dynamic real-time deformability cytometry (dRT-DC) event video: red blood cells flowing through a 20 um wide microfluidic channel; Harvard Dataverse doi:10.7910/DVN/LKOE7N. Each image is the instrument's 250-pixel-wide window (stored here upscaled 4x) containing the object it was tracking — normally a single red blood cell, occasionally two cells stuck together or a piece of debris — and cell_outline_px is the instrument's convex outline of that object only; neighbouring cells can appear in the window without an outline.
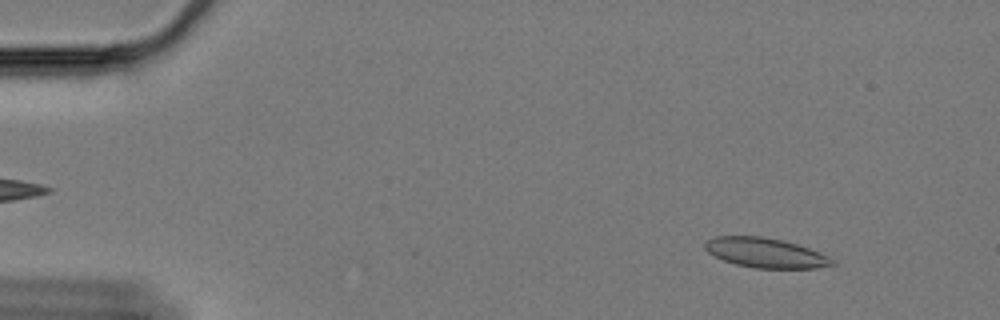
{"species": "Egyptian fruit bat (a non-hibernating species)", "species_latin": "Rousettus aegyptiacus", "temperature_condition": "cold", "stored_images_in_passage": 60, "camera_frame_rate_fps": 3000, "um_per_image_px": 0.085, "animal": {"sex": "female"}, "frame": {"image": 1, "passage_image": 6, "time_ms": 1.667, "image_size_px": [1000, 320], "cell_outline_px": [[836, 264], [816, 268], [756, 268], [736, 264], [724, 260], [708, 252], [704, 248], [704, 240], [716, 236], [760, 236], [780, 240], [796, 244], [808, 248], [828, 256], [836, 260]], "centroid_in_image_um": [65.05, 21.49], "position_along_channel_um": 19.9, "area_um2": 21.91}}
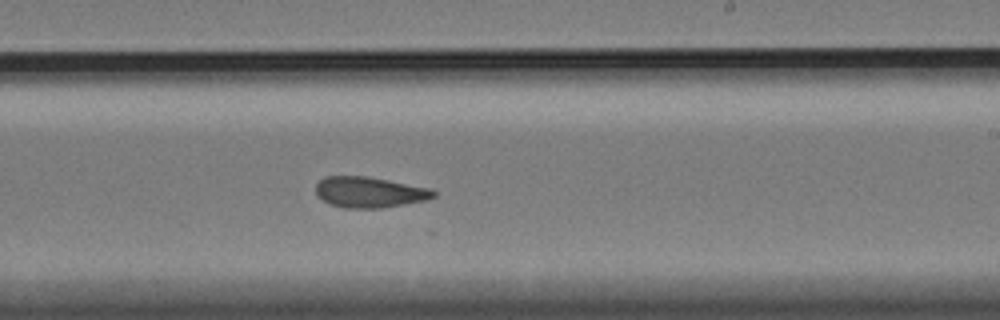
{"frame": {"image": 2, "passage_image": 36, "time_ms": 11.667, "image_size_px": [1000, 320], "cell_outline_px": [[436, 196], [428, 200], [380, 208], [344, 208], [328, 204], [316, 196], [316, 184], [324, 176], [364, 176], [428, 188], [436, 192]], "centroid_in_image_um": [31.35, 16.35], "position_along_channel_um": 257.7, "area_um2": 21.04}}
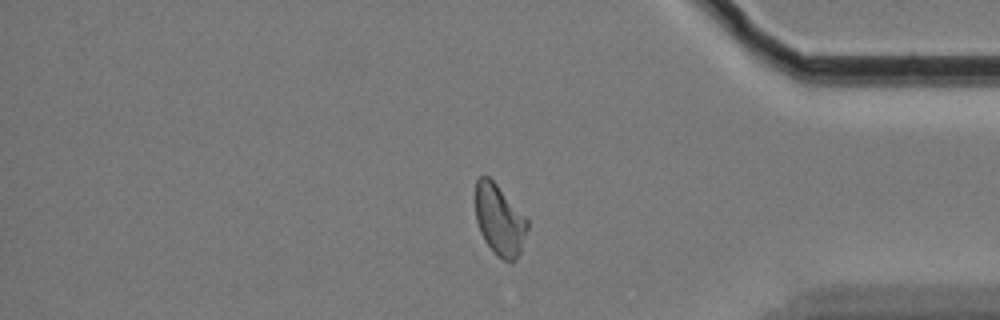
{"frame": {"image": 3, "passage_image": 50, "time_ms": 16.333, "image_size_px": [1000, 320], "cell_outline_px": [[528, 228], [520, 252], [516, 260], [512, 264], [496, 256], [484, 240], [480, 232], [476, 220], [476, 180], [480, 176], [488, 176], [496, 184], [528, 220]], "centroid_in_image_um": [42.46, 18.75], "position_along_channel_um": 392.7, "area_um2": 21.33}, "authors_computed_cell_mechanics": {"area_um2": 21.6172, "velocity_mm_per_s": 3.3143, "shape_relaxation_time_tau1_ms": null, "shape_relaxation_time_tau2_ms": 2.3623, "deformation_change_tau1": null, "deformation_change_tau2": 0.0877}}